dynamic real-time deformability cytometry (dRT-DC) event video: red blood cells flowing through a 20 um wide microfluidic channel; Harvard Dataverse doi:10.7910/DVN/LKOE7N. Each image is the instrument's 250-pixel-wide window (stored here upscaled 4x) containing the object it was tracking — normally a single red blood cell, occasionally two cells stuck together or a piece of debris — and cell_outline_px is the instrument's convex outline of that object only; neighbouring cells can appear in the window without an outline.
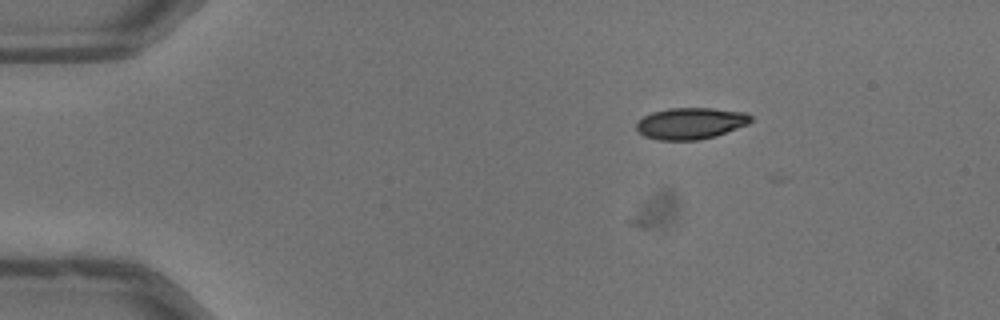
{"species": "common noctule bat (a hibernating species)", "species_latin": "Nyctalus noctula", "temperature_condition": "warm", "stored_images_in_passage": 2, "camera_frame_rate_fps": 3000, "um_per_image_px": 0.085, "animal": {"sex": "male", "body_mass_g": 13.3}, "frame": {"image": 1, "passage_image": 1, "time_ms": 0.0, "image_size_px": [1000, 320], "cell_outline_px": [[752, 120], [748, 124], [716, 136], [700, 140], [660, 140], [644, 136], [636, 128], [636, 124], [644, 116], [652, 112], [668, 108], [712, 108], [744, 112], [752, 116]], "centroid_in_image_um": [58.72, 10.48], "position_along_channel_um": 26.3, "area_um2": 20.98}}